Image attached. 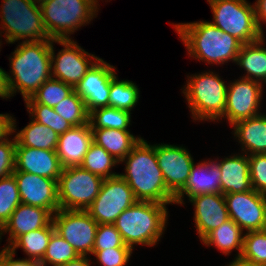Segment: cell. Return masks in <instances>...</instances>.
<instances>
[{"instance_id": "cell-18", "label": "cell", "mask_w": 266, "mask_h": 266, "mask_svg": "<svg viewBox=\"0 0 266 266\" xmlns=\"http://www.w3.org/2000/svg\"><path fill=\"white\" fill-rule=\"evenodd\" d=\"M187 202L194 207L193 221L200 242L229 219L224 194H200Z\"/></svg>"}, {"instance_id": "cell-45", "label": "cell", "mask_w": 266, "mask_h": 266, "mask_svg": "<svg viewBox=\"0 0 266 266\" xmlns=\"http://www.w3.org/2000/svg\"><path fill=\"white\" fill-rule=\"evenodd\" d=\"M12 114H0V142H3L12 134Z\"/></svg>"}, {"instance_id": "cell-3", "label": "cell", "mask_w": 266, "mask_h": 266, "mask_svg": "<svg viewBox=\"0 0 266 266\" xmlns=\"http://www.w3.org/2000/svg\"><path fill=\"white\" fill-rule=\"evenodd\" d=\"M6 72L13 96L20 93L25 101L51 78V40L20 42L9 57Z\"/></svg>"}, {"instance_id": "cell-44", "label": "cell", "mask_w": 266, "mask_h": 266, "mask_svg": "<svg viewBox=\"0 0 266 266\" xmlns=\"http://www.w3.org/2000/svg\"><path fill=\"white\" fill-rule=\"evenodd\" d=\"M14 257L15 254L5 248V266H42L40 262L35 260H28L25 258L15 259Z\"/></svg>"}, {"instance_id": "cell-11", "label": "cell", "mask_w": 266, "mask_h": 266, "mask_svg": "<svg viewBox=\"0 0 266 266\" xmlns=\"http://www.w3.org/2000/svg\"><path fill=\"white\" fill-rule=\"evenodd\" d=\"M136 201L132 189L118 174L104 179L99 194L86 211L98 224H114Z\"/></svg>"}, {"instance_id": "cell-16", "label": "cell", "mask_w": 266, "mask_h": 266, "mask_svg": "<svg viewBox=\"0 0 266 266\" xmlns=\"http://www.w3.org/2000/svg\"><path fill=\"white\" fill-rule=\"evenodd\" d=\"M117 69L100 58L84 75L74 90L84 100L87 111L109 106L111 80Z\"/></svg>"}, {"instance_id": "cell-33", "label": "cell", "mask_w": 266, "mask_h": 266, "mask_svg": "<svg viewBox=\"0 0 266 266\" xmlns=\"http://www.w3.org/2000/svg\"><path fill=\"white\" fill-rule=\"evenodd\" d=\"M74 91V87L60 80L50 78L24 103H38L55 107Z\"/></svg>"}, {"instance_id": "cell-8", "label": "cell", "mask_w": 266, "mask_h": 266, "mask_svg": "<svg viewBox=\"0 0 266 266\" xmlns=\"http://www.w3.org/2000/svg\"><path fill=\"white\" fill-rule=\"evenodd\" d=\"M207 3L213 16L210 22L242 44L264 36L258 28L253 3L247 0H207Z\"/></svg>"}, {"instance_id": "cell-39", "label": "cell", "mask_w": 266, "mask_h": 266, "mask_svg": "<svg viewBox=\"0 0 266 266\" xmlns=\"http://www.w3.org/2000/svg\"><path fill=\"white\" fill-rule=\"evenodd\" d=\"M133 249L130 247L109 248L105 250H92L94 260L92 264L98 266H126L133 254Z\"/></svg>"}, {"instance_id": "cell-29", "label": "cell", "mask_w": 266, "mask_h": 266, "mask_svg": "<svg viewBox=\"0 0 266 266\" xmlns=\"http://www.w3.org/2000/svg\"><path fill=\"white\" fill-rule=\"evenodd\" d=\"M55 232L51 221L46 227L19 236L7 249L16 255L20 248L26 255L25 259L40 262L46 252L51 235Z\"/></svg>"}, {"instance_id": "cell-9", "label": "cell", "mask_w": 266, "mask_h": 266, "mask_svg": "<svg viewBox=\"0 0 266 266\" xmlns=\"http://www.w3.org/2000/svg\"><path fill=\"white\" fill-rule=\"evenodd\" d=\"M103 181L80 165L64 167L58 180L59 209L86 210L99 194Z\"/></svg>"}, {"instance_id": "cell-23", "label": "cell", "mask_w": 266, "mask_h": 266, "mask_svg": "<svg viewBox=\"0 0 266 266\" xmlns=\"http://www.w3.org/2000/svg\"><path fill=\"white\" fill-rule=\"evenodd\" d=\"M239 151L247 155L266 153V113L239 120L231 125ZM241 149V150H240Z\"/></svg>"}, {"instance_id": "cell-25", "label": "cell", "mask_w": 266, "mask_h": 266, "mask_svg": "<svg viewBox=\"0 0 266 266\" xmlns=\"http://www.w3.org/2000/svg\"><path fill=\"white\" fill-rule=\"evenodd\" d=\"M266 36L261 39L243 44L235 64L244 70L243 78H248L266 85Z\"/></svg>"}, {"instance_id": "cell-20", "label": "cell", "mask_w": 266, "mask_h": 266, "mask_svg": "<svg viewBox=\"0 0 266 266\" xmlns=\"http://www.w3.org/2000/svg\"><path fill=\"white\" fill-rule=\"evenodd\" d=\"M52 218L48 209L21 203L0 229V245L4 234L8 238L3 248H8L22 234L46 227Z\"/></svg>"}, {"instance_id": "cell-27", "label": "cell", "mask_w": 266, "mask_h": 266, "mask_svg": "<svg viewBox=\"0 0 266 266\" xmlns=\"http://www.w3.org/2000/svg\"><path fill=\"white\" fill-rule=\"evenodd\" d=\"M92 141L103 147L117 161L121 162L141 140V136H135L130 130L116 129H91Z\"/></svg>"}, {"instance_id": "cell-31", "label": "cell", "mask_w": 266, "mask_h": 266, "mask_svg": "<svg viewBox=\"0 0 266 266\" xmlns=\"http://www.w3.org/2000/svg\"><path fill=\"white\" fill-rule=\"evenodd\" d=\"M139 86L128 79H120L116 75L110 83L109 106L132 113L140 98Z\"/></svg>"}, {"instance_id": "cell-7", "label": "cell", "mask_w": 266, "mask_h": 266, "mask_svg": "<svg viewBox=\"0 0 266 266\" xmlns=\"http://www.w3.org/2000/svg\"><path fill=\"white\" fill-rule=\"evenodd\" d=\"M96 0H49L40 5L44 26L52 40L73 39L100 11Z\"/></svg>"}, {"instance_id": "cell-51", "label": "cell", "mask_w": 266, "mask_h": 266, "mask_svg": "<svg viewBox=\"0 0 266 266\" xmlns=\"http://www.w3.org/2000/svg\"><path fill=\"white\" fill-rule=\"evenodd\" d=\"M0 38H1V36H0ZM2 38L0 39V49H2V46L1 45H3V43H2ZM0 52H1V50H0Z\"/></svg>"}, {"instance_id": "cell-21", "label": "cell", "mask_w": 266, "mask_h": 266, "mask_svg": "<svg viewBox=\"0 0 266 266\" xmlns=\"http://www.w3.org/2000/svg\"><path fill=\"white\" fill-rule=\"evenodd\" d=\"M56 151L16 145L15 170L59 180L63 170Z\"/></svg>"}, {"instance_id": "cell-36", "label": "cell", "mask_w": 266, "mask_h": 266, "mask_svg": "<svg viewBox=\"0 0 266 266\" xmlns=\"http://www.w3.org/2000/svg\"><path fill=\"white\" fill-rule=\"evenodd\" d=\"M25 106L31 119L51 128L58 135L65 133L73 127L68 121L57 114L53 107L38 103H25Z\"/></svg>"}, {"instance_id": "cell-13", "label": "cell", "mask_w": 266, "mask_h": 266, "mask_svg": "<svg viewBox=\"0 0 266 266\" xmlns=\"http://www.w3.org/2000/svg\"><path fill=\"white\" fill-rule=\"evenodd\" d=\"M264 86L254 80L239 77L228 81L226 107L223 119L229 126L235 122L257 116L261 112L263 102Z\"/></svg>"}, {"instance_id": "cell-43", "label": "cell", "mask_w": 266, "mask_h": 266, "mask_svg": "<svg viewBox=\"0 0 266 266\" xmlns=\"http://www.w3.org/2000/svg\"><path fill=\"white\" fill-rule=\"evenodd\" d=\"M256 22L258 25L259 30L265 36L264 26L266 27V0H255L253 3Z\"/></svg>"}, {"instance_id": "cell-2", "label": "cell", "mask_w": 266, "mask_h": 266, "mask_svg": "<svg viewBox=\"0 0 266 266\" xmlns=\"http://www.w3.org/2000/svg\"><path fill=\"white\" fill-rule=\"evenodd\" d=\"M190 58L208 65L235 64L242 43L210 21L172 23Z\"/></svg>"}, {"instance_id": "cell-22", "label": "cell", "mask_w": 266, "mask_h": 266, "mask_svg": "<svg viewBox=\"0 0 266 266\" xmlns=\"http://www.w3.org/2000/svg\"><path fill=\"white\" fill-rule=\"evenodd\" d=\"M219 160L213 159L221 172V194L239 193L252 190L249 157L245 153H231Z\"/></svg>"}, {"instance_id": "cell-40", "label": "cell", "mask_w": 266, "mask_h": 266, "mask_svg": "<svg viewBox=\"0 0 266 266\" xmlns=\"http://www.w3.org/2000/svg\"><path fill=\"white\" fill-rule=\"evenodd\" d=\"M127 246L114 224H98L93 250H105L109 248Z\"/></svg>"}, {"instance_id": "cell-1", "label": "cell", "mask_w": 266, "mask_h": 266, "mask_svg": "<svg viewBox=\"0 0 266 266\" xmlns=\"http://www.w3.org/2000/svg\"><path fill=\"white\" fill-rule=\"evenodd\" d=\"M124 173L119 175L128 183L137 201L175 204V195L167 188L158 166L155 144L143 137L120 162Z\"/></svg>"}, {"instance_id": "cell-5", "label": "cell", "mask_w": 266, "mask_h": 266, "mask_svg": "<svg viewBox=\"0 0 266 266\" xmlns=\"http://www.w3.org/2000/svg\"><path fill=\"white\" fill-rule=\"evenodd\" d=\"M211 70L188 74L180 89L194 122L217 123L224 114L228 83Z\"/></svg>"}, {"instance_id": "cell-42", "label": "cell", "mask_w": 266, "mask_h": 266, "mask_svg": "<svg viewBox=\"0 0 266 266\" xmlns=\"http://www.w3.org/2000/svg\"><path fill=\"white\" fill-rule=\"evenodd\" d=\"M16 139L11 134L3 142H0V178H6L15 170Z\"/></svg>"}, {"instance_id": "cell-34", "label": "cell", "mask_w": 266, "mask_h": 266, "mask_svg": "<svg viewBox=\"0 0 266 266\" xmlns=\"http://www.w3.org/2000/svg\"><path fill=\"white\" fill-rule=\"evenodd\" d=\"M79 256L76 250L63 237L54 232L40 264L42 266H60L75 260Z\"/></svg>"}, {"instance_id": "cell-32", "label": "cell", "mask_w": 266, "mask_h": 266, "mask_svg": "<svg viewBox=\"0 0 266 266\" xmlns=\"http://www.w3.org/2000/svg\"><path fill=\"white\" fill-rule=\"evenodd\" d=\"M132 113L123 109L106 106L94 109L89 114L91 129L129 130L132 126Z\"/></svg>"}, {"instance_id": "cell-14", "label": "cell", "mask_w": 266, "mask_h": 266, "mask_svg": "<svg viewBox=\"0 0 266 266\" xmlns=\"http://www.w3.org/2000/svg\"><path fill=\"white\" fill-rule=\"evenodd\" d=\"M228 215L244 232L266 229V195L254 189L224 194Z\"/></svg>"}, {"instance_id": "cell-46", "label": "cell", "mask_w": 266, "mask_h": 266, "mask_svg": "<svg viewBox=\"0 0 266 266\" xmlns=\"http://www.w3.org/2000/svg\"><path fill=\"white\" fill-rule=\"evenodd\" d=\"M7 71L0 67V98L3 100L11 99L12 95L9 90Z\"/></svg>"}, {"instance_id": "cell-52", "label": "cell", "mask_w": 266, "mask_h": 266, "mask_svg": "<svg viewBox=\"0 0 266 266\" xmlns=\"http://www.w3.org/2000/svg\"><path fill=\"white\" fill-rule=\"evenodd\" d=\"M96 1H97L98 4H100V3H99L100 0H96ZM101 1H104V0H101ZM110 1H111V0H109V1H108V0H105V2H110Z\"/></svg>"}, {"instance_id": "cell-49", "label": "cell", "mask_w": 266, "mask_h": 266, "mask_svg": "<svg viewBox=\"0 0 266 266\" xmlns=\"http://www.w3.org/2000/svg\"><path fill=\"white\" fill-rule=\"evenodd\" d=\"M0 266H5V248L0 250Z\"/></svg>"}, {"instance_id": "cell-35", "label": "cell", "mask_w": 266, "mask_h": 266, "mask_svg": "<svg viewBox=\"0 0 266 266\" xmlns=\"http://www.w3.org/2000/svg\"><path fill=\"white\" fill-rule=\"evenodd\" d=\"M54 110L72 126L89 124V112L84 100L74 90L69 96L59 102Z\"/></svg>"}, {"instance_id": "cell-4", "label": "cell", "mask_w": 266, "mask_h": 266, "mask_svg": "<svg viewBox=\"0 0 266 266\" xmlns=\"http://www.w3.org/2000/svg\"><path fill=\"white\" fill-rule=\"evenodd\" d=\"M167 205L175 204L136 201L124 210L114 223L124 243L133 250L136 245L151 248L159 244L169 223Z\"/></svg>"}, {"instance_id": "cell-37", "label": "cell", "mask_w": 266, "mask_h": 266, "mask_svg": "<svg viewBox=\"0 0 266 266\" xmlns=\"http://www.w3.org/2000/svg\"><path fill=\"white\" fill-rule=\"evenodd\" d=\"M21 204L17 182L13 175L0 178V229Z\"/></svg>"}, {"instance_id": "cell-6", "label": "cell", "mask_w": 266, "mask_h": 266, "mask_svg": "<svg viewBox=\"0 0 266 266\" xmlns=\"http://www.w3.org/2000/svg\"><path fill=\"white\" fill-rule=\"evenodd\" d=\"M0 7V36L6 44L52 40L33 0H2Z\"/></svg>"}, {"instance_id": "cell-24", "label": "cell", "mask_w": 266, "mask_h": 266, "mask_svg": "<svg viewBox=\"0 0 266 266\" xmlns=\"http://www.w3.org/2000/svg\"><path fill=\"white\" fill-rule=\"evenodd\" d=\"M92 142L90 124L73 126L59 135L56 153L63 167L80 165Z\"/></svg>"}, {"instance_id": "cell-10", "label": "cell", "mask_w": 266, "mask_h": 266, "mask_svg": "<svg viewBox=\"0 0 266 266\" xmlns=\"http://www.w3.org/2000/svg\"><path fill=\"white\" fill-rule=\"evenodd\" d=\"M55 43L63 46L58 53L54 50ZM99 59V56L88 53L74 39L51 40V78L74 88Z\"/></svg>"}, {"instance_id": "cell-28", "label": "cell", "mask_w": 266, "mask_h": 266, "mask_svg": "<svg viewBox=\"0 0 266 266\" xmlns=\"http://www.w3.org/2000/svg\"><path fill=\"white\" fill-rule=\"evenodd\" d=\"M244 231L230 218L211 231L202 241L206 247H216L223 255L230 256L235 250V258H240L243 251Z\"/></svg>"}, {"instance_id": "cell-26", "label": "cell", "mask_w": 266, "mask_h": 266, "mask_svg": "<svg viewBox=\"0 0 266 266\" xmlns=\"http://www.w3.org/2000/svg\"><path fill=\"white\" fill-rule=\"evenodd\" d=\"M30 122L19 131L16 118H12V134L15 136L16 145L56 151L59 135L51 128L29 119Z\"/></svg>"}, {"instance_id": "cell-19", "label": "cell", "mask_w": 266, "mask_h": 266, "mask_svg": "<svg viewBox=\"0 0 266 266\" xmlns=\"http://www.w3.org/2000/svg\"><path fill=\"white\" fill-rule=\"evenodd\" d=\"M221 193V172L218 164L206 158L194 163L185 187L175 196V205H185L189 200L200 194Z\"/></svg>"}, {"instance_id": "cell-30", "label": "cell", "mask_w": 266, "mask_h": 266, "mask_svg": "<svg viewBox=\"0 0 266 266\" xmlns=\"http://www.w3.org/2000/svg\"><path fill=\"white\" fill-rule=\"evenodd\" d=\"M120 165L111 154L103 147L92 142L80 166L103 179L114 177L119 173L113 171L116 166Z\"/></svg>"}, {"instance_id": "cell-17", "label": "cell", "mask_w": 266, "mask_h": 266, "mask_svg": "<svg viewBox=\"0 0 266 266\" xmlns=\"http://www.w3.org/2000/svg\"><path fill=\"white\" fill-rule=\"evenodd\" d=\"M21 203L48 209L52 214L59 210L58 181L36 174L14 171Z\"/></svg>"}, {"instance_id": "cell-15", "label": "cell", "mask_w": 266, "mask_h": 266, "mask_svg": "<svg viewBox=\"0 0 266 266\" xmlns=\"http://www.w3.org/2000/svg\"><path fill=\"white\" fill-rule=\"evenodd\" d=\"M155 153L167 188L176 196L187 184L194 158L183 144L156 143Z\"/></svg>"}, {"instance_id": "cell-12", "label": "cell", "mask_w": 266, "mask_h": 266, "mask_svg": "<svg viewBox=\"0 0 266 266\" xmlns=\"http://www.w3.org/2000/svg\"><path fill=\"white\" fill-rule=\"evenodd\" d=\"M55 232L63 237L80 256H91L98 223L86 210L59 209L53 214Z\"/></svg>"}, {"instance_id": "cell-38", "label": "cell", "mask_w": 266, "mask_h": 266, "mask_svg": "<svg viewBox=\"0 0 266 266\" xmlns=\"http://www.w3.org/2000/svg\"><path fill=\"white\" fill-rule=\"evenodd\" d=\"M242 260L266 266V229L244 233Z\"/></svg>"}, {"instance_id": "cell-47", "label": "cell", "mask_w": 266, "mask_h": 266, "mask_svg": "<svg viewBox=\"0 0 266 266\" xmlns=\"http://www.w3.org/2000/svg\"><path fill=\"white\" fill-rule=\"evenodd\" d=\"M91 261L90 256H79L75 260L69 261L60 266H92Z\"/></svg>"}, {"instance_id": "cell-50", "label": "cell", "mask_w": 266, "mask_h": 266, "mask_svg": "<svg viewBox=\"0 0 266 266\" xmlns=\"http://www.w3.org/2000/svg\"><path fill=\"white\" fill-rule=\"evenodd\" d=\"M35 3H37L38 5H41L43 4L44 2L46 1H49V0H33Z\"/></svg>"}, {"instance_id": "cell-41", "label": "cell", "mask_w": 266, "mask_h": 266, "mask_svg": "<svg viewBox=\"0 0 266 266\" xmlns=\"http://www.w3.org/2000/svg\"><path fill=\"white\" fill-rule=\"evenodd\" d=\"M248 157L252 189L266 195V153Z\"/></svg>"}, {"instance_id": "cell-48", "label": "cell", "mask_w": 266, "mask_h": 266, "mask_svg": "<svg viewBox=\"0 0 266 266\" xmlns=\"http://www.w3.org/2000/svg\"><path fill=\"white\" fill-rule=\"evenodd\" d=\"M224 266H260L254 263H250L247 261L242 260L241 258H232V261L229 262L227 265Z\"/></svg>"}]
</instances>
